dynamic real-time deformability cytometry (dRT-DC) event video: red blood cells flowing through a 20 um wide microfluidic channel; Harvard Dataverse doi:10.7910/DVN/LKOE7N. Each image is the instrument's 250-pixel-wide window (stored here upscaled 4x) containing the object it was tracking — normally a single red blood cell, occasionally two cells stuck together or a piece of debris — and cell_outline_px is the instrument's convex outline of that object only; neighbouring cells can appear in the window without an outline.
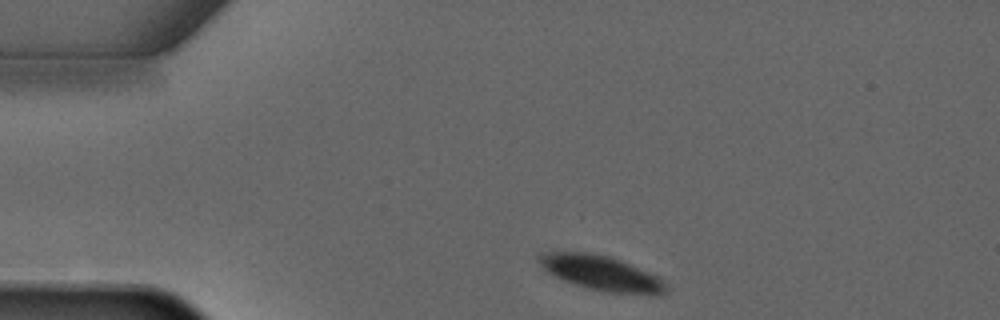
{"species": "common noctule bat (a hibernating species)", "species_latin": "Nyctalus noctula", "temperature_condition": "warm", "stored_images_in_passage": 3, "segment_of_instrument_passage": [1, 2], "camera_frame_rate_fps": 3000, "um_per_image_px": 0.085, "animal": {"sex": "male", "forearm_length_mm": 52.5}, "frame": {"image": 1, "passage_image": 1, "time_ms": 0.0, "image_size_px": [1000, 320], "cell_outline_px": [[668, 292], [660, 296], [608, 292], [588, 288], [564, 280], [548, 272], [536, 260], [536, 256], [540, 252], [588, 252], [612, 256], [648, 272], [656, 276], [668, 288]], "centroid_in_image_um": [51.12, 23.21], "position_along_channel_um": 33.9, "area_um2": 25.84}}